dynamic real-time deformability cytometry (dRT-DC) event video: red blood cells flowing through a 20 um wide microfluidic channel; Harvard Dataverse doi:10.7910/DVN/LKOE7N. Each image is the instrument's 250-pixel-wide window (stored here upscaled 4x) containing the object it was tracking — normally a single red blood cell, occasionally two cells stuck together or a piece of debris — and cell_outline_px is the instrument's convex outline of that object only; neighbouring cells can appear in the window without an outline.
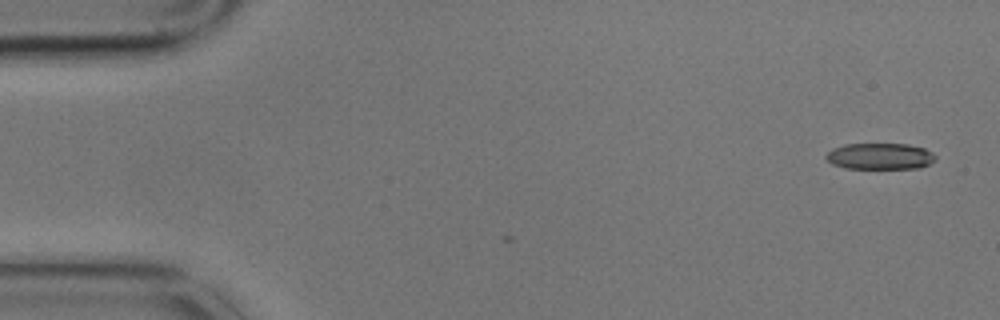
{"species": "common noctule bat (a hibernating species)", "species_latin": "Nyctalus noctula", "temperature_condition": "cold", "stored_images_in_passage": 2, "camera_frame_rate_fps": 3000, "um_per_image_px": 0.085, "animal": {"sex": "male", "body_mass_g": 17.9}, "frame": {"image": 1, "passage_image": 2, "time_ms": 0.333, "image_size_px": [1000, 320], "cell_outline_px": [[936, 160], [920, 168], [844, 168], [832, 164], [824, 156], [832, 148], [844, 144], [908, 144], [924, 148], [932, 152], [936, 156]], "centroid_in_image_um": [74.8, 13.28], "position_along_channel_um": 10.2, "area_um2": 16.82}}